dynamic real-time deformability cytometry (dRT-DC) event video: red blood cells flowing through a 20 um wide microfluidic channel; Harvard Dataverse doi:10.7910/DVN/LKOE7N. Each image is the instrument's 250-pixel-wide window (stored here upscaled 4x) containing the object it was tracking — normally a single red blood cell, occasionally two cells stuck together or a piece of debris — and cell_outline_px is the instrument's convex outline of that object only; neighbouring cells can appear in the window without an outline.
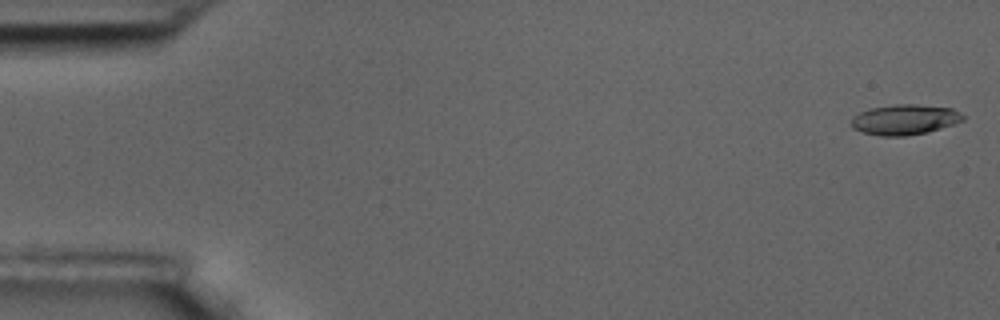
{"species": "common noctule bat (a hibernating species)", "species_latin": "Nyctalus noctula", "temperature_condition": "room temperature", "stored_images_in_passage": 55, "camera_frame_rate_fps": 3000, "um_per_image_px": 0.085, "animal": {"sex": "male", "body_mass_g": 17.5, "forearm_length_mm": 52.3}, "frame": {"image": 1, "passage_image": 1, "time_ms": 0.0, "image_size_px": [1000, 320], "cell_outline_px": [[964, 120], [928, 132], [904, 136], [880, 136], [864, 132], [852, 128], [852, 116], [868, 108], [896, 104], [916, 104], [952, 108], [960, 112], [964, 116]], "centroid_in_image_um": [76.89, 10.16], "position_along_channel_um": 8.1, "area_um2": 19.71}}
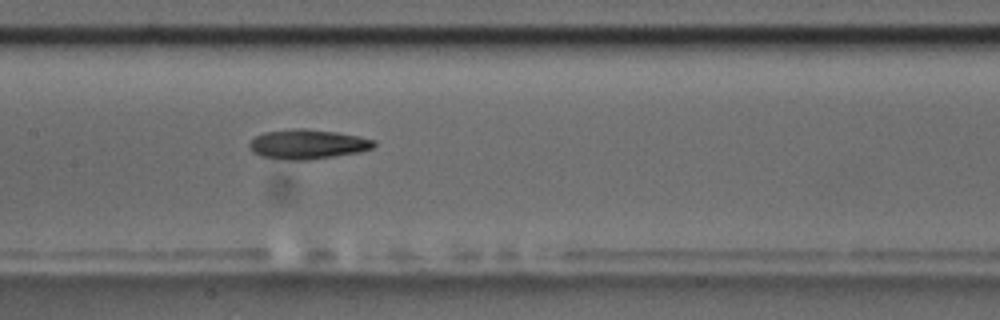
{"frame": {"image": 2, "passage_image": 27, "time_ms": 8.667, "image_size_px": [1000, 320], "cell_outline_px": [[376, 144], [372, 148], [360, 152], [308, 160], [288, 160], [260, 156], [252, 152], [248, 144], [256, 136], [264, 132], [296, 128], [304, 128], [336, 132], [376, 140]], "centroid_in_image_um": [26.13, 12.26], "position_along_channel_um": 181.3, "area_um2": 21.44}}
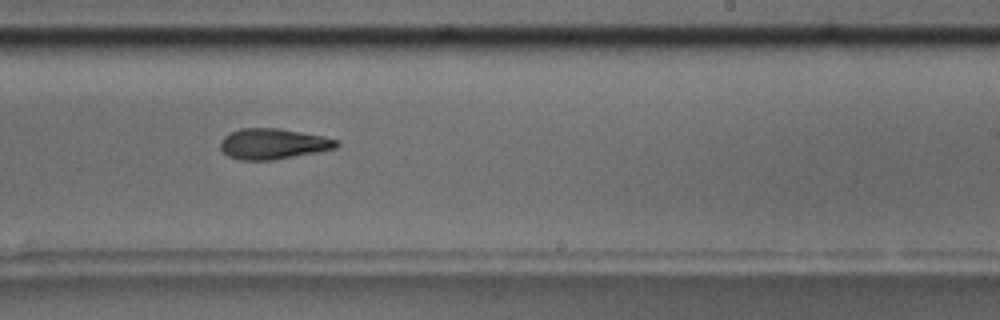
{"frame": {"image": 3, "passage_image": 34, "time_ms": 11.0, "image_size_px": [1000, 320], "cell_outline_px": [[340, 144], [336, 148], [276, 160], [240, 160], [228, 156], [220, 148], [220, 140], [228, 132], [240, 128], [280, 128], [324, 136], [340, 140]], "centroid_in_image_um": [23.21, 12.22], "position_along_channel_um": 265.8, "area_um2": 21.04}, "authors_computed_cell_mechanics": {"area_um2": 20.7502, "velocity_mm_per_s": 3.6333, "shape_relaxation_time_tau1_ms": 5.4744, "shape_relaxation_time_tau2_ms": 8.2245, "deformation_change_tau1": 0.2051, "deformation_change_tau2": 0.1752}}